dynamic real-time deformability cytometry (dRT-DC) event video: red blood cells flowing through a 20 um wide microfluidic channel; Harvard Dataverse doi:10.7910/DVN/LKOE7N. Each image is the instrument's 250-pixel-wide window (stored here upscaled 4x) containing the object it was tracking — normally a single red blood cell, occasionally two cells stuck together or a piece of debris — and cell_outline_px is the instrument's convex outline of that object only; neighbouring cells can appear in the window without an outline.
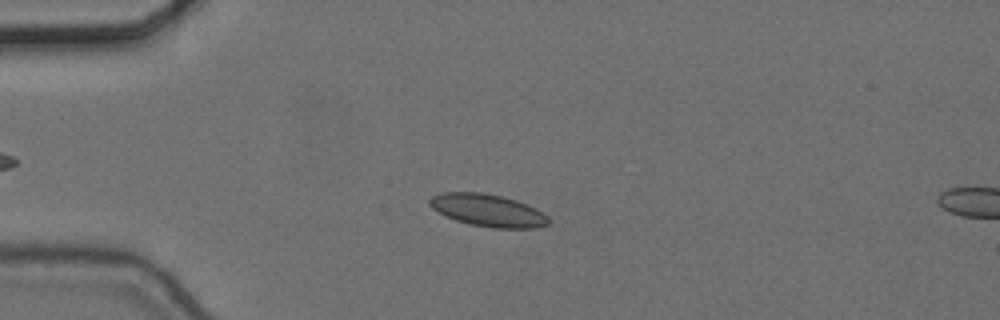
{"species": "common noctule bat (a hibernating species)", "species_latin": "Nyctalus noctula", "temperature_condition": "cold", "stored_images_in_passage": 6, "camera_frame_rate_fps": 3000, "um_per_image_px": 0.085, "animal": {"sex": "female", "body_mass_g": 24.6, "forearm_length_mm": 56.2}, "frame": {"image": 1, "passage_image": 5, "time_ms": 1.333, "image_size_px": [1000, 320], "cell_outline_px": [[552, 220], [548, 224], [532, 228], [492, 228], [472, 224], [456, 220], [432, 208], [428, 204], [428, 200], [432, 196], [440, 192], [480, 192], [500, 196], [516, 200], [536, 208], [548, 216]], "centroid_in_image_um": [41.48, 17.87], "position_along_channel_um": 43.5, "area_um2": 22.31}}